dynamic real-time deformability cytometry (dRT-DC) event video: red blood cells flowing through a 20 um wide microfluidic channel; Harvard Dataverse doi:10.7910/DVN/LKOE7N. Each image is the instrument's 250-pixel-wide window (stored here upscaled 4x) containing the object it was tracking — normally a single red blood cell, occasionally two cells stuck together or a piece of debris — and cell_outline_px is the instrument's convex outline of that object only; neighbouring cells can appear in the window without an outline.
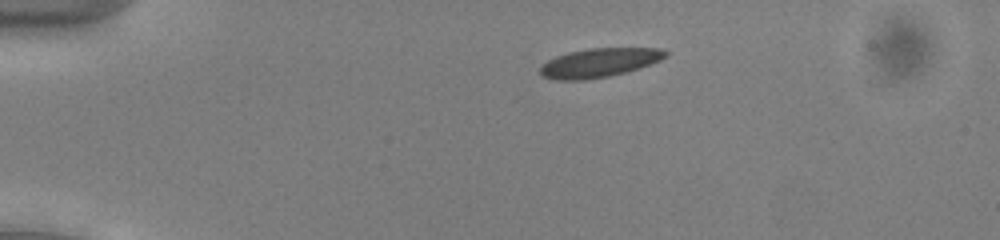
{"species": "common noctule bat (a hibernating species)", "species_latin": "Nyctalus noctula", "temperature_condition": "cold", "stored_images_in_passage": 50, "camera_frame_rate_fps": 3000, "um_per_image_px": 0.085, "animal": {"sex": "male", "body_mass_g": 13.0, "forearm_length_mm": 53.1}, "frame": {"image": 1, "passage_image": 8, "time_ms": 2.333, "image_size_px": [1000, 240], "cell_outline_px": [[668, 56], [660, 60], [640, 68], [608, 76], [584, 80], [556, 80], [544, 76], [540, 72], [540, 68], [548, 60], [556, 56], [568, 52], [588, 48], [660, 48], [668, 52]], "centroid_in_image_um": [50.96, 5.32], "position_along_channel_um": 34.0, "area_um2": 21.04}}
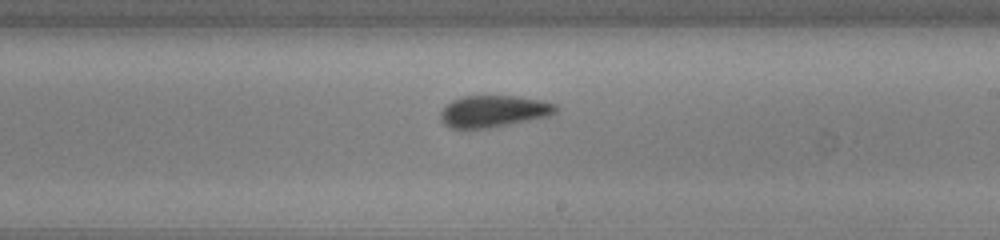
{"frame": {"image": 2, "passage_image": 29, "time_ms": 9.333, "image_size_px": [1000, 240], "cell_outline_px": [[560, 108], [556, 112], [548, 116], [492, 128], [452, 128], [444, 124], [440, 120], [440, 112], [452, 100], [460, 96], [516, 96], [540, 100], [556, 104]], "centroid_in_image_um": [41.96, 9.46], "position_along_channel_um": 247.0, "area_um2": 21.39}}
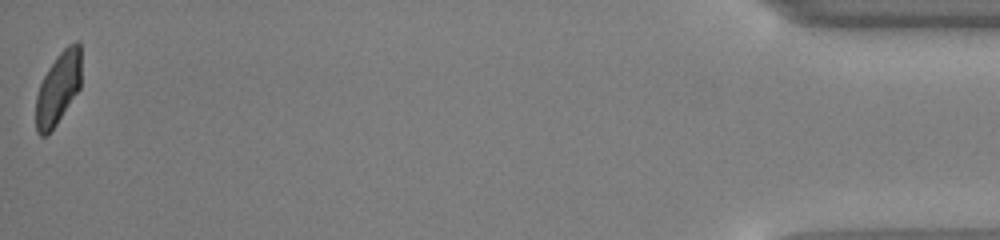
{"frame": {"image": 3, "passage_image": 50, "time_ms": 16.333, "image_size_px": [1000, 240], "cell_outline_px": [[80, 88], [56, 124], [44, 136], [40, 136], [36, 132], [36, 96], [40, 84], [48, 68], [56, 56], [68, 44], [76, 40], [80, 40]], "centroid_in_image_um": [4.94, 7.46], "position_along_channel_um": 430.3, "area_um2": 18.96}, "authors_computed_cell_mechanics": {"area_um2": 21.2126, "velocity_mm_per_s": 3.8879, "shape_relaxation_time_tau1_ms": 5.8897, "shape_relaxation_time_tau2_ms": 1.9437, "deformation_change_tau1": 0.1193, "deformation_change_tau2": 0.0855}}